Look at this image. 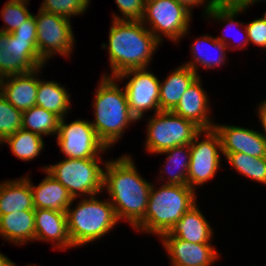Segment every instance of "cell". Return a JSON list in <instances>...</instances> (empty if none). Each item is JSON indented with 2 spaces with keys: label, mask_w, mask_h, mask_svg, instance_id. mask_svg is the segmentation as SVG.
Wrapping results in <instances>:
<instances>
[{
  "label": "cell",
  "mask_w": 266,
  "mask_h": 266,
  "mask_svg": "<svg viewBox=\"0 0 266 266\" xmlns=\"http://www.w3.org/2000/svg\"><path fill=\"white\" fill-rule=\"evenodd\" d=\"M46 177L36 186L30 179V188L35 209H50L66 212L73 197L68 190L46 170Z\"/></svg>",
  "instance_id": "obj_20"
},
{
  "label": "cell",
  "mask_w": 266,
  "mask_h": 266,
  "mask_svg": "<svg viewBox=\"0 0 266 266\" xmlns=\"http://www.w3.org/2000/svg\"><path fill=\"white\" fill-rule=\"evenodd\" d=\"M201 84L199 76L185 91L172 112L178 116L193 121L202 130L213 129L215 122H213V119L209 116V97Z\"/></svg>",
  "instance_id": "obj_17"
},
{
  "label": "cell",
  "mask_w": 266,
  "mask_h": 266,
  "mask_svg": "<svg viewBox=\"0 0 266 266\" xmlns=\"http://www.w3.org/2000/svg\"><path fill=\"white\" fill-rule=\"evenodd\" d=\"M45 64L31 41L0 31V79L29 73Z\"/></svg>",
  "instance_id": "obj_13"
},
{
  "label": "cell",
  "mask_w": 266,
  "mask_h": 266,
  "mask_svg": "<svg viewBox=\"0 0 266 266\" xmlns=\"http://www.w3.org/2000/svg\"><path fill=\"white\" fill-rule=\"evenodd\" d=\"M0 236L20 246L29 241H35V210L1 215Z\"/></svg>",
  "instance_id": "obj_23"
},
{
  "label": "cell",
  "mask_w": 266,
  "mask_h": 266,
  "mask_svg": "<svg viewBox=\"0 0 266 266\" xmlns=\"http://www.w3.org/2000/svg\"><path fill=\"white\" fill-rule=\"evenodd\" d=\"M198 77L199 74L183 64L167 75L163 82L160 81V111L172 112L182 95Z\"/></svg>",
  "instance_id": "obj_21"
},
{
  "label": "cell",
  "mask_w": 266,
  "mask_h": 266,
  "mask_svg": "<svg viewBox=\"0 0 266 266\" xmlns=\"http://www.w3.org/2000/svg\"><path fill=\"white\" fill-rule=\"evenodd\" d=\"M102 157L64 160L44 166L52 177L59 181L73 198L95 196L104 192V168L99 162Z\"/></svg>",
  "instance_id": "obj_6"
},
{
  "label": "cell",
  "mask_w": 266,
  "mask_h": 266,
  "mask_svg": "<svg viewBox=\"0 0 266 266\" xmlns=\"http://www.w3.org/2000/svg\"><path fill=\"white\" fill-rule=\"evenodd\" d=\"M94 94L95 121L90 122L99 140L109 149L131 123L137 119L131 114L125 89L115 77L102 76ZM116 80V81H115Z\"/></svg>",
  "instance_id": "obj_3"
},
{
  "label": "cell",
  "mask_w": 266,
  "mask_h": 266,
  "mask_svg": "<svg viewBox=\"0 0 266 266\" xmlns=\"http://www.w3.org/2000/svg\"><path fill=\"white\" fill-rule=\"evenodd\" d=\"M158 154L167 155L165 164L163 165L164 168L161 169L160 173L169 174L168 176H164V179L160 174V181L167 180L165 184L188 185V172L191 155L190 144L175 146ZM171 168L174 170L176 169V171H172ZM166 177L168 178L166 179Z\"/></svg>",
  "instance_id": "obj_26"
},
{
  "label": "cell",
  "mask_w": 266,
  "mask_h": 266,
  "mask_svg": "<svg viewBox=\"0 0 266 266\" xmlns=\"http://www.w3.org/2000/svg\"><path fill=\"white\" fill-rule=\"evenodd\" d=\"M247 36L252 44L266 49V19L264 17L255 19L245 24Z\"/></svg>",
  "instance_id": "obj_35"
},
{
  "label": "cell",
  "mask_w": 266,
  "mask_h": 266,
  "mask_svg": "<svg viewBox=\"0 0 266 266\" xmlns=\"http://www.w3.org/2000/svg\"><path fill=\"white\" fill-rule=\"evenodd\" d=\"M23 210H35L30 177L0 182V216Z\"/></svg>",
  "instance_id": "obj_22"
},
{
  "label": "cell",
  "mask_w": 266,
  "mask_h": 266,
  "mask_svg": "<svg viewBox=\"0 0 266 266\" xmlns=\"http://www.w3.org/2000/svg\"><path fill=\"white\" fill-rule=\"evenodd\" d=\"M7 2L29 3V0H8Z\"/></svg>",
  "instance_id": "obj_41"
},
{
  "label": "cell",
  "mask_w": 266,
  "mask_h": 266,
  "mask_svg": "<svg viewBox=\"0 0 266 266\" xmlns=\"http://www.w3.org/2000/svg\"><path fill=\"white\" fill-rule=\"evenodd\" d=\"M200 136H204V139L201 140ZM190 154L188 186L195 191L196 187L214 178L221 167V140L214 128L201 130L194 137Z\"/></svg>",
  "instance_id": "obj_10"
},
{
  "label": "cell",
  "mask_w": 266,
  "mask_h": 266,
  "mask_svg": "<svg viewBox=\"0 0 266 266\" xmlns=\"http://www.w3.org/2000/svg\"><path fill=\"white\" fill-rule=\"evenodd\" d=\"M230 6L245 10L254 5L256 2L266 1V0H225Z\"/></svg>",
  "instance_id": "obj_38"
},
{
  "label": "cell",
  "mask_w": 266,
  "mask_h": 266,
  "mask_svg": "<svg viewBox=\"0 0 266 266\" xmlns=\"http://www.w3.org/2000/svg\"><path fill=\"white\" fill-rule=\"evenodd\" d=\"M9 145L11 152L23 161H32L40 155L45 147L43 138L31 131L19 129L14 135L7 137L0 145Z\"/></svg>",
  "instance_id": "obj_28"
},
{
  "label": "cell",
  "mask_w": 266,
  "mask_h": 266,
  "mask_svg": "<svg viewBox=\"0 0 266 266\" xmlns=\"http://www.w3.org/2000/svg\"><path fill=\"white\" fill-rule=\"evenodd\" d=\"M102 164L105 169L103 188L110 196L116 216L119 221L127 220L134 228L144 218L153 183L142 178L130 154Z\"/></svg>",
  "instance_id": "obj_1"
},
{
  "label": "cell",
  "mask_w": 266,
  "mask_h": 266,
  "mask_svg": "<svg viewBox=\"0 0 266 266\" xmlns=\"http://www.w3.org/2000/svg\"><path fill=\"white\" fill-rule=\"evenodd\" d=\"M53 242L55 249L73 247L67 227L66 212L35 209V241Z\"/></svg>",
  "instance_id": "obj_18"
},
{
  "label": "cell",
  "mask_w": 266,
  "mask_h": 266,
  "mask_svg": "<svg viewBox=\"0 0 266 266\" xmlns=\"http://www.w3.org/2000/svg\"><path fill=\"white\" fill-rule=\"evenodd\" d=\"M97 195L82 197L72 208L66 210L68 233L73 247L89 244L101 239L119 222L109 199L99 200Z\"/></svg>",
  "instance_id": "obj_5"
},
{
  "label": "cell",
  "mask_w": 266,
  "mask_h": 266,
  "mask_svg": "<svg viewBox=\"0 0 266 266\" xmlns=\"http://www.w3.org/2000/svg\"><path fill=\"white\" fill-rule=\"evenodd\" d=\"M214 130L219 134L222 153L266 157V137L262 132L228 124H214Z\"/></svg>",
  "instance_id": "obj_15"
},
{
  "label": "cell",
  "mask_w": 266,
  "mask_h": 266,
  "mask_svg": "<svg viewBox=\"0 0 266 266\" xmlns=\"http://www.w3.org/2000/svg\"><path fill=\"white\" fill-rule=\"evenodd\" d=\"M222 154L238 173L266 185V157H253L240 152Z\"/></svg>",
  "instance_id": "obj_29"
},
{
  "label": "cell",
  "mask_w": 266,
  "mask_h": 266,
  "mask_svg": "<svg viewBox=\"0 0 266 266\" xmlns=\"http://www.w3.org/2000/svg\"><path fill=\"white\" fill-rule=\"evenodd\" d=\"M108 44L102 43L109 54L111 74L117 77L131 69L148 68L161 43L142 21L112 20Z\"/></svg>",
  "instance_id": "obj_2"
},
{
  "label": "cell",
  "mask_w": 266,
  "mask_h": 266,
  "mask_svg": "<svg viewBox=\"0 0 266 266\" xmlns=\"http://www.w3.org/2000/svg\"><path fill=\"white\" fill-rule=\"evenodd\" d=\"M258 111V116H259V121L261 122V126L263 128V132L262 133L265 137H266V99L261 101V103L258 105L257 107Z\"/></svg>",
  "instance_id": "obj_39"
},
{
  "label": "cell",
  "mask_w": 266,
  "mask_h": 266,
  "mask_svg": "<svg viewBox=\"0 0 266 266\" xmlns=\"http://www.w3.org/2000/svg\"><path fill=\"white\" fill-rule=\"evenodd\" d=\"M263 17L266 19V11L264 12Z\"/></svg>",
  "instance_id": "obj_43"
},
{
  "label": "cell",
  "mask_w": 266,
  "mask_h": 266,
  "mask_svg": "<svg viewBox=\"0 0 266 266\" xmlns=\"http://www.w3.org/2000/svg\"><path fill=\"white\" fill-rule=\"evenodd\" d=\"M160 237L171 266H211L219 258L212 243H190L167 233Z\"/></svg>",
  "instance_id": "obj_14"
},
{
  "label": "cell",
  "mask_w": 266,
  "mask_h": 266,
  "mask_svg": "<svg viewBox=\"0 0 266 266\" xmlns=\"http://www.w3.org/2000/svg\"><path fill=\"white\" fill-rule=\"evenodd\" d=\"M66 117L59 122L56 135L57 145L67 158L86 159L101 157L109 150L97 137L90 121L78 119L66 123Z\"/></svg>",
  "instance_id": "obj_11"
},
{
  "label": "cell",
  "mask_w": 266,
  "mask_h": 266,
  "mask_svg": "<svg viewBox=\"0 0 266 266\" xmlns=\"http://www.w3.org/2000/svg\"><path fill=\"white\" fill-rule=\"evenodd\" d=\"M68 92L69 91L58 82L39 79L36 106L51 111L60 118H64L68 111H70L69 109H71V95Z\"/></svg>",
  "instance_id": "obj_25"
},
{
  "label": "cell",
  "mask_w": 266,
  "mask_h": 266,
  "mask_svg": "<svg viewBox=\"0 0 266 266\" xmlns=\"http://www.w3.org/2000/svg\"><path fill=\"white\" fill-rule=\"evenodd\" d=\"M191 12L175 0H147L141 21L160 43L162 36L176 43L189 33Z\"/></svg>",
  "instance_id": "obj_8"
},
{
  "label": "cell",
  "mask_w": 266,
  "mask_h": 266,
  "mask_svg": "<svg viewBox=\"0 0 266 266\" xmlns=\"http://www.w3.org/2000/svg\"><path fill=\"white\" fill-rule=\"evenodd\" d=\"M195 42L191 44V54L192 59L189 62H186L184 65L192 69L196 74H198L197 69L201 65L204 69H213L219 65L222 66L226 61V50H231L230 47H227L225 44L219 42L214 36L204 35L194 39ZM204 43V44H203ZM206 45V46H204ZM209 45V46H208ZM204 47H206L204 49ZM210 47V48H209ZM213 51L218 53L215 57L212 55ZM222 64V65H221Z\"/></svg>",
  "instance_id": "obj_24"
},
{
  "label": "cell",
  "mask_w": 266,
  "mask_h": 266,
  "mask_svg": "<svg viewBox=\"0 0 266 266\" xmlns=\"http://www.w3.org/2000/svg\"><path fill=\"white\" fill-rule=\"evenodd\" d=\"M120 82L129 79L124 89L131 114L141 120L146 112L154 110V114L160 111L159 93L160 80L147 68L131 69L115 77Z\"/></svg>",
  "instance_id": "obj_12"
},
{
  "label": "cell",
  "mask_w": 266,
  "mask_h": 266,
  "mask_svg": "<svg viewBox=\"0 0 266 266\" xmlns=\"http://www.w3.org/2000/svg\"><path fill=\"white\" fill-rule=\"evenodd\" d=\"M15 266H17V265H15ZM26 266H37V265H35V264H32V265L30 264V265H29V264H28V265H26ZM38 266H39V265H38Z\"/></svg>",
  "instance_id": "obj_42"
},
{
  "label": "cell",
  "mask_w": 266,
  "mask_h": 266,
  "mask_svg": "<svg viewBox=\"0 0 266 266\" xmlns=\"http://www.w3.org/2000/svg\"><path fill=\"white\" fill-rule=\"evenodd\" d=\"M241 12H245V10L239 9V8H235L233 6H230L225 0H218L213 6L212 8L204 15L206 17H211L210 19H214L215 21L218 20L217 22H226V28H230L232 27V25L234 26H245V23H240V21H235V19L238 17L239 14H241ZM235 18V19H234ZM224 28V29H226ZM244 34H245V39H243V43H238L237 45H235L236 47L233 46V48L235 49H239L242 50L244 49V47L249 45V40H248V36H247V31L246 28L244 27L243 30ZM227 34H222L221 37H215L219 42L225 44L227 47L230 45L227 39ZM240 45V47L238 46ZM238 47V48H237Z\"/></svg>",
  "instance_id": "obj_30"
},
{
  "label": "cell",
  "mask_w": 266,
  "mask_h": 266,
  "mask_svg": "<svg viewBox=\"0 0 266 266\" xmlns=\"http://www.w3.org/2000/svg\"><path fill=\"white\" fill-rule=\"evenodd\" d=\"M147 121L146 152L158 154L175 146L191 144L202 130L193 121L170 111H159Z\"/></svg>",
  "instance_id": "obj_7"
},
{
  "label": "cell",
  "mask_w": 266,
  "mask_h": 266,
  "mask_svg": "<svg viewBox=\"0 0 266 266\" xmlns=\"http://www.w3.org/2000/svg\"><path fill=\"white\" fill-rule=\"evenodd\" d=\"M11 34L16 38L28 39L37 47V27L34 14Z\"/></svg>",
  "instance_id": "obj_36"
},
{
  "label": "cell",
  "mask_w": 266,
  "mask_h": 266,
  "mask_svg": "<svg viewBox=\"0 0 266 266\" xmlns=\"http://www.w3.org/2000/svg\"><path fill=\"white\" fill-rule=\"evenodd\" d=\"M195 193L188 185L152 184L146 213L134 229L159 237L167 233L197 203Z\"/></svg>",
  "instance_id": "obj_4"
},
{
  "label": "cell",
  "mask_w": 266,
  "mask_h": 266,
  "mask_svg": "<svg viewBox=\"0 0 266 266\" xmlns=\"http://www.w3.org/2000/svg\"><path fill=\"white\" fill-rule=\"evenodd\" d=\"M27 4L29 3L6 2L4 4L0 13L6 26L0 28L1 32L12 33L32 15Z\"/></svg>",
  "instance_id": "obj_32"
},
{
  "label": "cell",
  "mask_w": 266,
  "mask_h": 266,
  "mask_svg": "<svg viewBox=\"0 0 266 266\" xmlns=\"http://www.w3.org/2000/svg\"><path fill=\"white\" fill-rule=\"evenodd\" d=\"M60 119L55 113L35 105L22 111V129L31 131L41 137L57 135Z\"/></svg>",
  "instance_id": "obj_27"
},
{
  "label": "cell",
  "mask_w": 266,
  "mask_h": 266,
  "mask_svg": "<svg viewBox=\"0 0 266 266\" xmlns=\"http://www.w3.org/2000/svg\"><path fill=\"white\" fill-rule=\"evenodd\" d=\"M37 27V49L47 63L54 54L70 58L75 37L70 19L39 9L35 15Z\"/></svg>",
  "instance_id": "obj_9"
},
{
  "label": "cell",
  "mask_w": 266,
  "mask_h": 266,
  "mask_svg": "<svg viewBox=\"0 0 266 266\" xmlns=\"http://www.w3.org/2000/svg\"><path fill=\"white\" fill-rule=\"evenodd\" d=\"M167 234L190 243H212L210 241L213 238V229L196 203Z\"/></svg>",
  "instance_id": "obj_19"
},
{
  "label": "cell",
  "mask_w": 266,
  "mask_h": 266,
  "mask_svg": "<svg viewBox=\"0 0 266 266\" xmlns=\"http://www.w3.org/2000/svg\"><path fill=\"white\" fill-rule=\"evenodd\" d=\"M12 260H10L7 256L0 252V266H15Z\"/></svg>",
  "instance_id": "obj_40"
},
{
  "label": "cell",
  "mask_w": 266,
  "mask_h": 266,
  "mask_svg": "<svg viewBox=\"0 0 266 266\" xmlns=\"http://www.w3.org/2000/svg\"><path fill=\"white\" fill-rule=\"evenodd\" d=\"M89 3L90 0H44L39 9L70 19L71 16L83 15Z\"/></svg>",
  "instance_id": "obj_33"
},
{
  "label": "cell",
  "mask_w": 266,
  "mask_h": 266,
  "mask_svg": "<svg viewBox=\"0 0 266 266\" xmlns=\"http://www.w3.org/2000/svg\"><path fill=\"white\" fill-rule=\"evenodd\" d=\"M121 16L112 13L113 20L141 21L145 11V0H115Z\"/></svg>",
  "instance_id": "obj_34"
},
{
  "label": "cell",
  "mask_w": 266,
  "mask_h": 266,
  "mask_svg": "<svg viewBox=\"0 0 266 266\" xmlns=\"http://www.w3.org/2000/svg\"><path fill=\"white\" fill-rule=\"evenodd\" d=\"M22 111L16 109L0 94V144L22 129Z\"/></svg>",
  "instance_id": "obj_31"
},
{
  "label": "cell",
  "mask_w": 266,
  "mask_h": 266,
  "mask_svg": "<svg viewBox=\"0 0 266 266\" xmlns=\"http://www.w3.org/2000/svg\"><path fill=\"white\" fill-rule=\"evenodd\" d=\"M175 1L178 2L179 4H182L190 11L195 6L200 7L205 4L204 6L205 9H203V15H202L204 16L218 0H175Z\"/></svg>",
  "instance_id": "obj_37"
},
{
  "label": "cell",
  "mask_w": 266,
  "mask_h": 266,
  "mask_svg": "<svg viewBox=\"0 0 266 266\" xmlns=\"http://www.w3.org/2000/svg\"><path fill=\"white\" fill-rule=\"evenodd\" d=\"M41 71L42 67L0 79V94L18 110L25 111L34 107Z\"/></svg>",
  "instance_id": "obj_16"
}]
</instances>
